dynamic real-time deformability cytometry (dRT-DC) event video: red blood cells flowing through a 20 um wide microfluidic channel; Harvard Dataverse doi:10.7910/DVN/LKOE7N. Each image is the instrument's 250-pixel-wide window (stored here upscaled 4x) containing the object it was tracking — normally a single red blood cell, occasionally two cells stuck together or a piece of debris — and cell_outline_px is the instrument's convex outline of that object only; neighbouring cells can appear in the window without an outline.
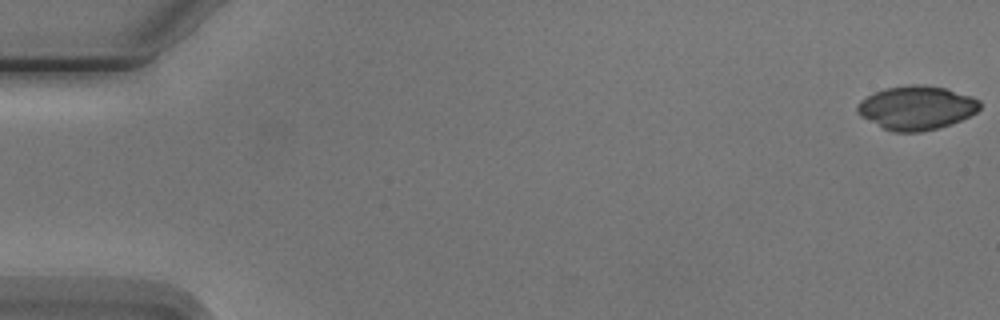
{"species": "Egyptian fruit bat (a non-hibernating species)", "species_latin": "Rousettus aegyptiacus", "temperature_condition": "cold", "stored_images_in_passage": 5, "camera_frame_rate_fps": 3000, "um_per_image_px": 0.085, "animal": {"sex": "male"}, "frame": {"image": 1, "passage_image": 1, "time_ms": 0.0, "image_size_px": [1000, 320], "cell_outline_px": [[980, 108], [976, 112], [952, 124], [940, 128], [920, 132], [892, 132], [860, 116], [856, 112], [856, 108], [860, 100], [884, 88], [908, 84], [924, 84], [944, 88], [972, 96], [980, 100]], "centroid_in_image_um": [77.9, 9.16], "position_along_channel_um": 7.1, "area_um2": 31.39}}
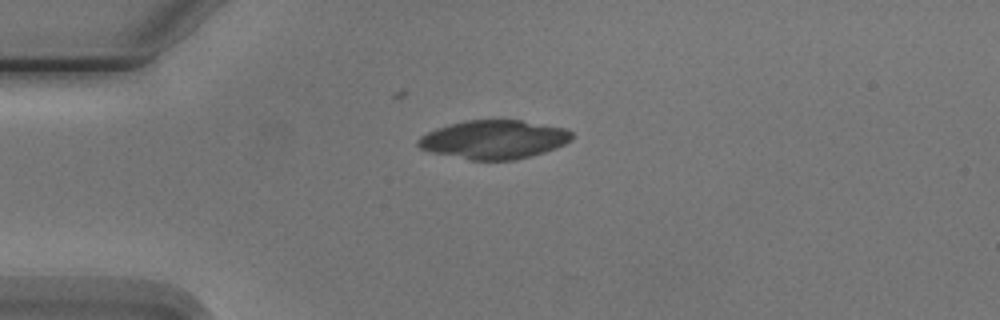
{"frame": {"image": 2, "passage_image": 4, "time_ms": 4.333, "image_size_px": [1000, 320], "cell_outline_px": [[572, 140], [556, 148], [544, 152], [516, 160], [468, 160], [432, 152], [420, 148], [416, 144], [416, 140], [420, 136], [436, 128], [448, 124], [468, 120], [520, 120], [568, 128], [572, 132]], "centroid_in_image_um": [41.99, 11.86], "position_along_channel_um": 43.0, "area_um2": 34.85}}